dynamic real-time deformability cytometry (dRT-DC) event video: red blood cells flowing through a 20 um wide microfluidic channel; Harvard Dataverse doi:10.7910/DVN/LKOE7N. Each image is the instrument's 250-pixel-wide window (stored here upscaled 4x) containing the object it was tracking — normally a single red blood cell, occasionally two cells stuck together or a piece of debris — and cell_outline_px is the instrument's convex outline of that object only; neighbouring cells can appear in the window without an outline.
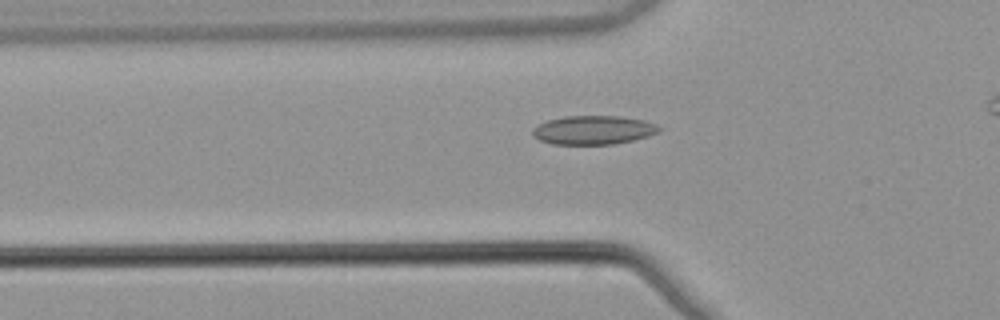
{"species": "common noctule bat (a hibernating species)", "species_latin": "Nyctalus noctula", "temperature_condition": "warm", "stored_images_in_passage": 32, "camera_frame_rate_fps": 3000, "um_per_image_px": 0.085, "animal": {"sex": "male", "body_mass_g": 21.5, "forearm_length_mm": 52.0}, "frame": {"image": 1, "passage_image": 3, "time_ms": 0.667, "image_size_px": [1000, 320], "cell_outline_px": [[660, 128], [656, 132], [648, 136], [632, 140], [612, 144], [552, 144], [540, 140], [532, 136], [532, 128], [548, 120], [564, 116], [620, 116], [644, 120], [656, 124]], "centroid_in_image_um": [50.4, 11.05], "position_along_channel_um": 75.4, "area_um2": 21.1}}
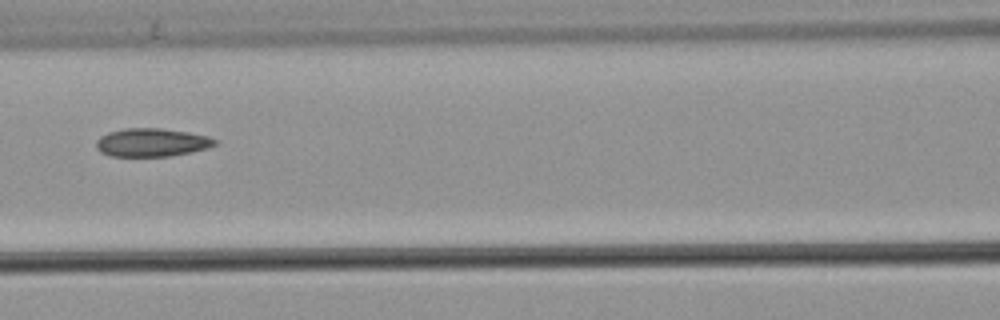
{"frame": {"image": 2, "passage_image": 9, "time_ms": 2.667, "image_size_px": [1000, 320], "cell_outline_px": [[220, 144], [208, 148], [192, 152], [168, 156], [108, 156], [100, 152], [96, 148], [96, 140], [100, 136], [108, 132], [124, 128], [160, 128], [188, 132], [208, 136], [216, 140]], "centroid_in_image_um": [12.9, 12.11], "position_along_channel_um": 153.7, "area_um2": 19.77}}
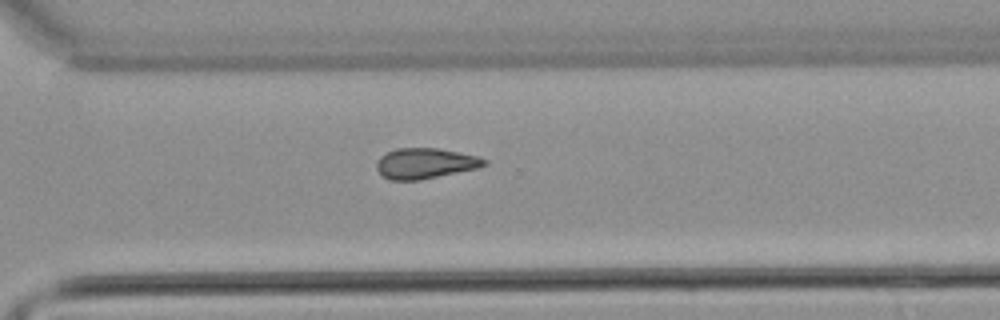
{"frame": {"image": 3, "passage_image": 23, "time_ms": 7.333, "image_size_px": [1000, 320], "cell_outline_px": [[488, 164], [476, 168], [420, 180], [388, 180], [376, 168], [376, 164], [380, 156], [396, 148], [436, 148], [480, 156], [488, 160]], "centroid_in_image_um": [36.15, 13.88], "position_along_channel_um": 334.4, "area_um2": 19.07}}